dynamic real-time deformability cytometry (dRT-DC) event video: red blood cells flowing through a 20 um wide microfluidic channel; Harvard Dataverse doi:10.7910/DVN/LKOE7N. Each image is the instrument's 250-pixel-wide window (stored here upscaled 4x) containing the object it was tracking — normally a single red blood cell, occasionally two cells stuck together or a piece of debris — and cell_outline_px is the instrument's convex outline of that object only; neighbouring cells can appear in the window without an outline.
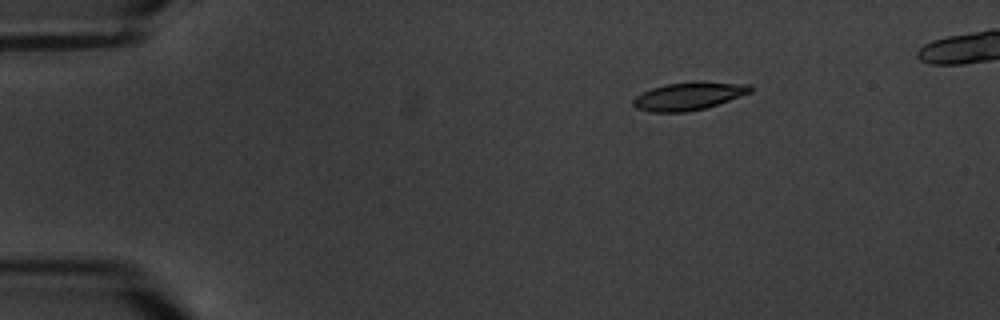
{"species": "common noctule bat (a hibernating species)", "species_latin": "Nyctalus noctula", "temperature_condition": "warm", "stored_images_in_passage": 9, "camera_frame_rate_fps": 3000, "um_per_image_px": 0.085, "animal": {"sex": "male", "body_mass_g": 20.1, "forearm_length_mm": 53.5}, "frame": {"image": 1, "passage_image": 1, "time_ms": 0.0, "image_size_px": [1000, 320], "cell_outline_px": [[752, 92], [704, 108], [684, 112], [652, 112], [636, 108], [632, 104], [632, 100], [636, 96], [652, 88], [664, 84], [696, 80], [700, 80], [752, 84]], "centroid_in_image_um": [58.56, 8.13], "position_along_channel_um": 26.4, "area_um2": 19.25}}
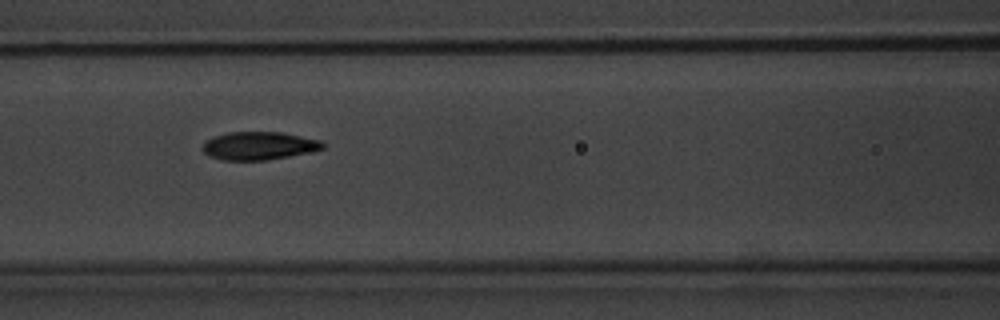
{"frame": {"image": 2, "passage_image": 6, "time_ms": 5.667, "image_size_px": [1000, 320], "cell_outline_px": [[324, 148], [312, 152], [268, 160], [224, 160], [208, 156], [204, 152], [204, 140], [228, 132], [280, 132], [320, 140], [324, 144]], "centroid_in_image_um": [22.02, 12.4], "position_along_channel_um": 144.6, "area_um2": 19.59}}
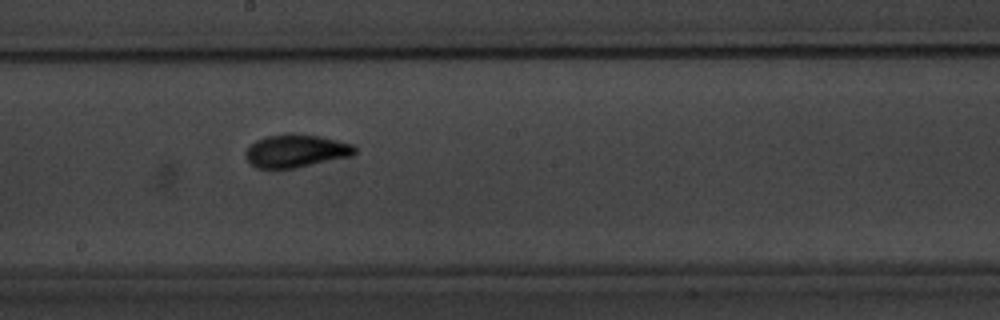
{"frame": {"image": 3, "passage_image": 8, "time_ms": 8.0, "image_size_px": [1000, 320], "cell_outline_px": [[356, 152], [352, 156], [296, 168], [256, 168], [244, 156], [244, 152], [256, 140], [268, 136], [284, 132], [296, 132], [320, 136], [352, 144], [356, 148]], "centroid_in_image_um": [25.16, 12.81], "position_along_channel_um": 223.0, "area_um2": 21.21}}